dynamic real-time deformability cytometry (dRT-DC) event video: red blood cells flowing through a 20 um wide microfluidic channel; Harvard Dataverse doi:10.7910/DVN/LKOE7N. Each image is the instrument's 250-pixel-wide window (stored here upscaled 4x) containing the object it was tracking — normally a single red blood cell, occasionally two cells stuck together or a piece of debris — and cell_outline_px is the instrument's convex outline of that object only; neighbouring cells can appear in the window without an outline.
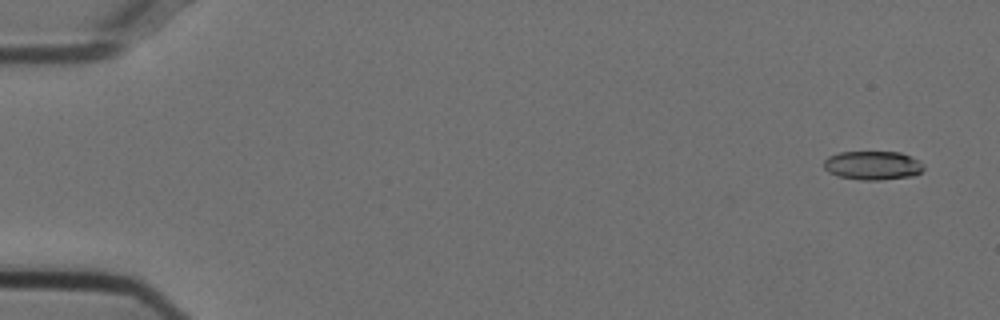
{"species": "Egyptian fruit bat (a non-hibernating species)", "species_latin": "Rousettus aegyptiacus", "temperature_condition": "cold", "stored_images_in_passage": 14, "camera_frame_rate_fps": 3000, "um_per_image_px": 0.085, "animal": {"sex": "female"}, "frame": {"image": 1, "passage_image": 3, "time_ms": 0.667, "image_size_px": [1000, 320], "cell_outline_px": [[924, 168], [920, 172], [912, 176], [880, 180], [860, 180], [836, 176], [828, 172], [824, 168], [824, 160], [828, 156], [840, 152], [900, 152], [912, 156], [920, 160], [924, 164]], "centroid_in_image_um": [74.18, 14.06], "position_along_channel_um": 10.8, "area_um2": 16.99}}